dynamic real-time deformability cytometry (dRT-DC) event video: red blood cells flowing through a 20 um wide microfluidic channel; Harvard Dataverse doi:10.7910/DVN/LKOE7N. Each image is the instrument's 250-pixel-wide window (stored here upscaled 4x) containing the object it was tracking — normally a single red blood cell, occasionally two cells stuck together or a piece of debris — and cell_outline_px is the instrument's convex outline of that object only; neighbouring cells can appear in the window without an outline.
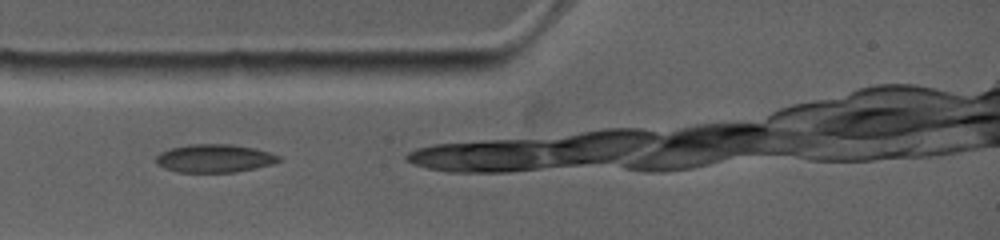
{"species": "common noctule bat (a hibernating species)", "species_latin": "Nyctalus noctula", "temperature_condition": "warm", "stored_images_in_passage": 17, "camera_frame_rate_fps": 4500, "um_per_image_px": 0.085, "animal": {"sex": "female", "body_mass_g": 19.0, "forearm_length_mm": 53.3}, "frame": {"image": 1, "passage_image": 1, "time_ms": 0.0, "image_size_px": [1000, 240], "cell_outline_px": [[280, 160], [268, 164], [252, 168], [232, 172], [176, 172], [160, 164], [156, 160], [156, 156], [172, 148], [200, 144], [224, 144], [252, 148], [268, 152], [280, 156]], "centroid_in_image_um": [18.23, 13.46], "position_along_channel_um": 66.8, "area_um2": 19.19}}
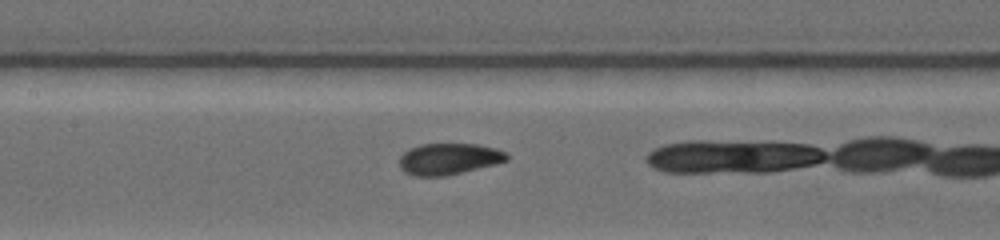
{"frame": {"image": 2, "passage_image": 8, "time_ms": 2.667, "image_size_px": [1000, 240], "cell_outline_px": [[508, 156], [504, 160], [460, 172], [444, 176], [416, 176], [404, 172], [400, 168], [400, 156], [404, 152], [412, 148], [424, 144], [472, 144], [492, 148], [504, 152]], "centroid_in_image_um": [38.03, 13.51], "position_along_channel_um": 169.4, "area_um2": 18.79}}
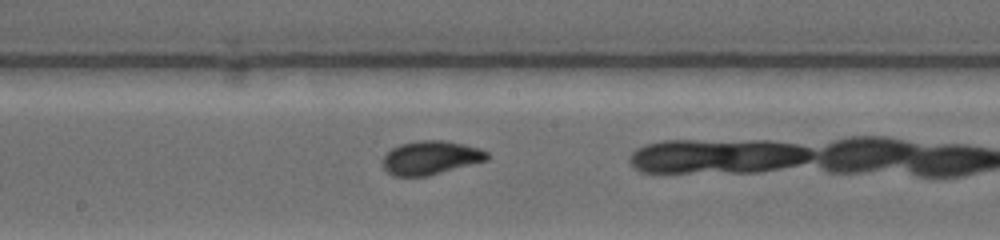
{"frame": {"image": 3, "passage_image": 10, "time_ms": 3.778, "image_size_px": [1000, 240], "cell_outline_px": [[488, 156], [484, 160], [428, 176], [392, 176], [384, 168], [384, 156], [392, 148], [404, 144], [432, 140], [440, 140], [460, 144], [476, 148], [488, 152]], "centroid_in_image_um": [36.56, 13.43], "position_along_channel_um": 211.6, "area_um2": 19.59}}